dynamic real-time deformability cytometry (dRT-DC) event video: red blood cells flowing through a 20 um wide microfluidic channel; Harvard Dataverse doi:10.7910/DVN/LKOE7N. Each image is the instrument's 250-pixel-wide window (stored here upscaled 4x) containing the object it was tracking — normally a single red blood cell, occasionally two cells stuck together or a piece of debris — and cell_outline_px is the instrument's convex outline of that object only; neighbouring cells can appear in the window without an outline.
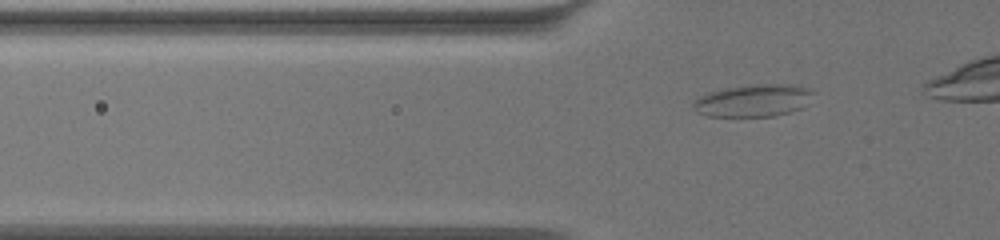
{"species": "common noctule bat (a hibernating species)", "species_latin": "Nyctalus noctula", "temperature_condition": "warm", "stored_images_in_passage": 42, "camera_frame_rate_fps": 3000, "um_per_image_px": 0.085, "animal": {"sex": "female", "body_mass_g": 19.5, "forearm_length_mm": 54.1}, "frame": {"image": 1, "passage_image": 8, "time_ms": 2.333, "image_size_px": [1000, 240], "cell_outline_px": [[816, 92], [804, 108], [776, 116], [708, 116], [696, 112], [692, 108], [692, 100], [708, 92], [724, 88], [756, 84], [792, 84], [808, 88]], "centroid_in_image_um": [64.05, 8.54], "position_along_channel_um": 61.8, "area_um2": 23.0}}
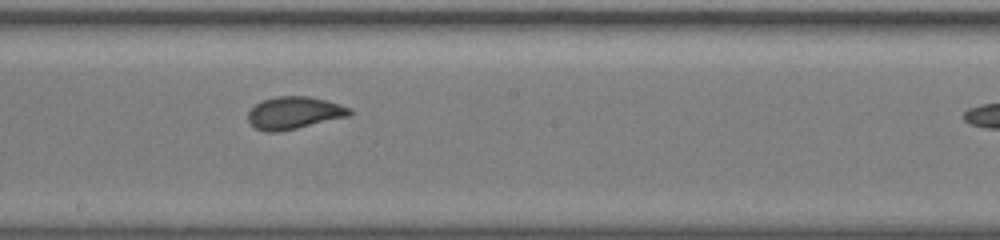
{"frame": {"image": 2, "passage_image": 23, "time_ms": 7.333, "image_size_px": [1000, 240], "cell_outline_px": [[352, 116], [280, 132], [264, 132], [256, 128], [248, 120], [248, 112], [260, 100], [276, 96], [308, 96], [340, 104], [352, 108]], "centroid_in_image_um": [25.03, 9.6], "position_along_channel_um": 223.2, "area_um2": 19.42}}
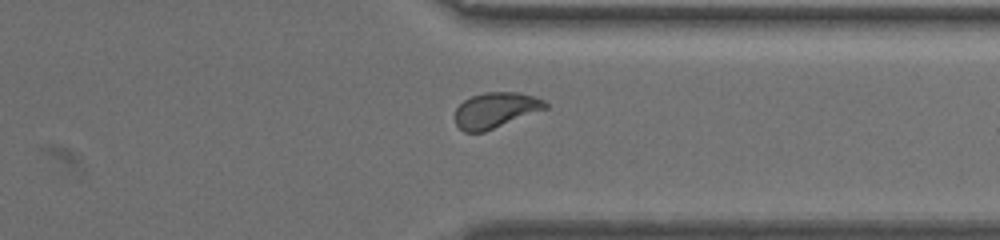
{"frame": {"image": 3, "passage_image": 36, "time_ms": 11.667, "image_size_px": [1000, 240], "cell_outline_px": [[548, 108], [484, 132], [464, 132], [456, 124], [456, 108], [464, 100], [472, 96], [484, 92], [520, 92], [536, 96], [544, 100], [548, 104]], "centroid_in_image_um": [42.15, 9.35], "position_along_channel_um": 369.2, "area_um2": 18.73}}